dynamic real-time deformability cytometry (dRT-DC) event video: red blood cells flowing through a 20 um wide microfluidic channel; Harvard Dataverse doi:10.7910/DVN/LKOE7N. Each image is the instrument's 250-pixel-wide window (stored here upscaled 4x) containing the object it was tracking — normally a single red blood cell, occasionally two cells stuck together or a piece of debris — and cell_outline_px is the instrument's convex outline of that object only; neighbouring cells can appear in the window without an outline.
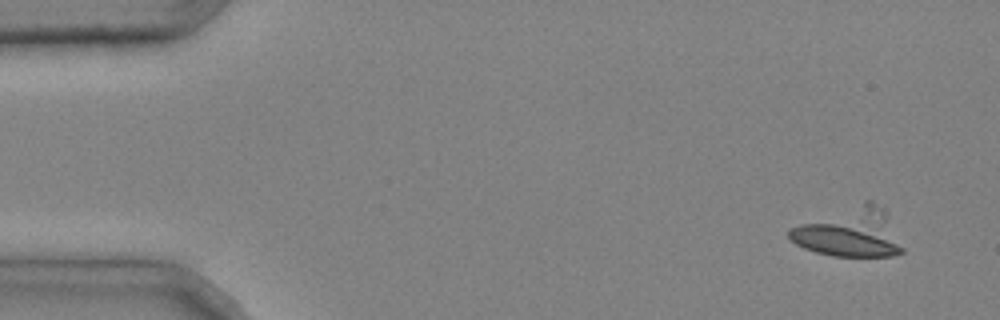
{"species": "common noctule bat (a hibernating species)", "species_latin": "Nyctalus noctula", "temperature_condition": "cold", "stored_images_in_passage": 6, "camera_frame_rate_fps": 3000, "um_per_image_px": 0.085, "animal": {"sex": "male", "body_mass_g": 20.4}, "frame": {"image": 1, "passage_image": 2, "time_ms": 0.333, "image_size_px": [1000, 320], "cell_outline_px": [[904, 252], [892, 256], [832, 256], [816, 252], [804, 248], [796, 244], [788, 236], [788, 228], [800, 224], [860, 220], [904, 248]], "centroid_in_image_um": [71.71, 20.35], "position_along_channel_um": 13.3, "area_um2": 21.91}}
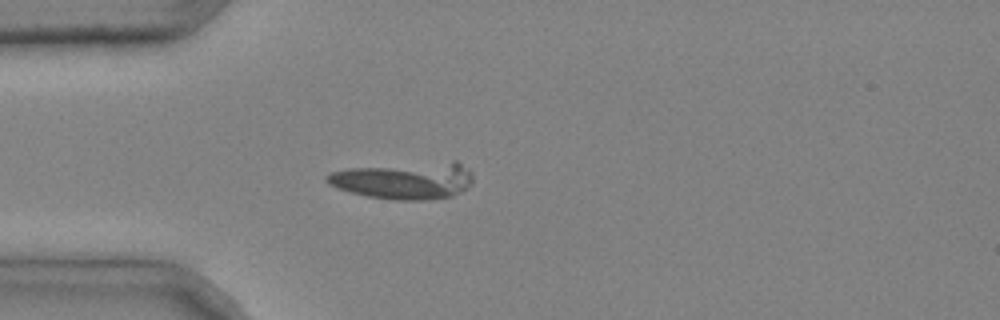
{"frame": {"image": 2, "passage_image": 5, "time_ms": 1.333, "image_size_px": [1000, 320], "cell_outline_px": [[472, 184], [460, 192], [452, 196], [428, 200], [396, 200], [368, 196], [336, 188], [328, 184], [324, 180], [324, 176], [332, 172], [348, 168], [452, 160], [456, 160], [468, 168], [472, 172]], "centroid_in_image_um": [34.39, 15.33], "position_along_channel_um": 50.6, "area_um2": 31.85}}